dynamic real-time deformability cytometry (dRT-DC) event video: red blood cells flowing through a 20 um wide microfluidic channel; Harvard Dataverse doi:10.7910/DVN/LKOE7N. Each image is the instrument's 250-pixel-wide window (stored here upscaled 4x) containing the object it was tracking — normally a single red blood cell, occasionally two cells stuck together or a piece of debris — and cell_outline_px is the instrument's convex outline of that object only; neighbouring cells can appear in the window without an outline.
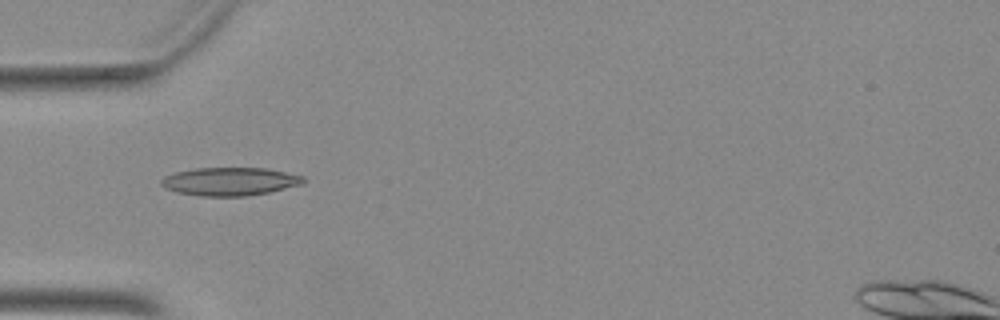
{"species": "Egyptian fruit bat (a non-hibernating species)", "species_latin": "Rousettus aegyptiacus", "temperature_condition": "warm", "stored_images_in_passage": 35, "camera_frame_rate_fps": 3000, "um_per_image_px": 0.085, "animal": {"sex": "female"}, "frame": {"image": 1, "passage_image": 1, "time_ms": 0.0, "image_size_px": [1000, 320], "cell_outline_px": [[304, 180], [300, 184], [268, 192], [244, 196], [200, 196], [176, 192], [160, 184], [160, 180], [164, 176], [176, 172], [196, 168], [264, 168], [304, 176]], "centroid_in_image_um": [19.49, 15.42], "position_along_channel_um": 65.5, "area_um2": 23.0}}
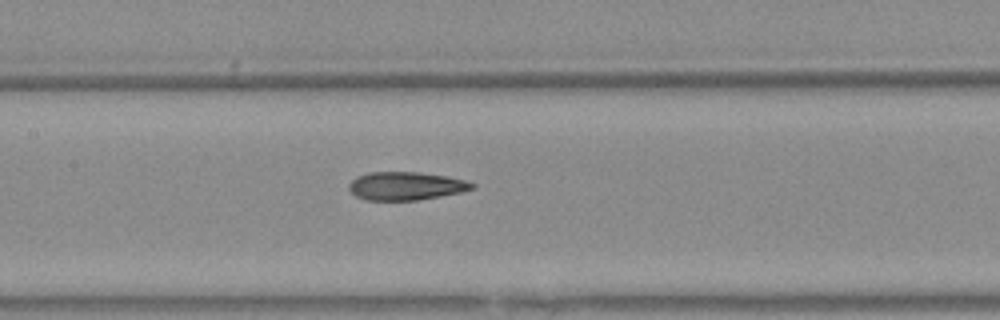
{"frame": {"image": 2, "passage_image": 9, "time_ms": 2.667, "image_size_px": [1000, 320], "cell_outline_px": [[476, 188], [460, 192], [440, 196], [416, 200], [364, 200], [356, 196], [348, 188], [348, 184], [356, 176], [368, 172], [420, 172], [444, 176], [464, 180], [476, 184]], "centroid_in_image_um": [34.47, 15.8], "position_along_channel_um": 172.9, "area_um2": 20.23}}
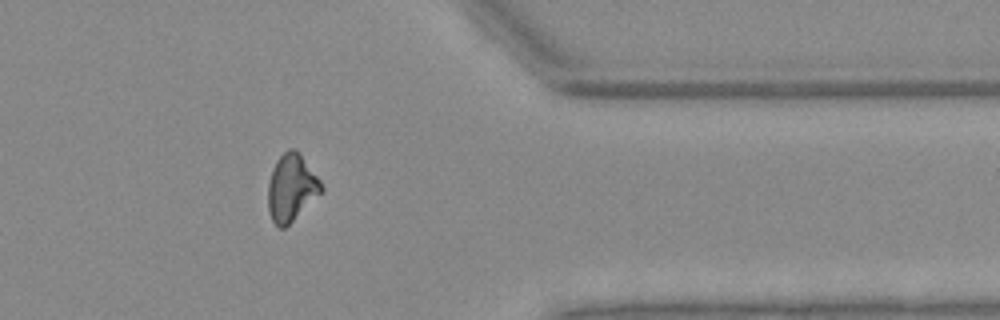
{"frame": {"image": 3, "passage_image": 26, "time_ms": 8.333, "image_size_px": [1000, 320], "cell_outline_px": [[324, 192], [284, 228], [280, 228], [272, 220], [268, 212], [268, 184], [272, 168], [276, 160], [288, 148], [296, 148], [300, 152], [320, 180], [324, 188]], "centroid_in_image_um": [24.79, 15.94], "position_along_channel_um": 386.6, "area_um2": 21.1}}